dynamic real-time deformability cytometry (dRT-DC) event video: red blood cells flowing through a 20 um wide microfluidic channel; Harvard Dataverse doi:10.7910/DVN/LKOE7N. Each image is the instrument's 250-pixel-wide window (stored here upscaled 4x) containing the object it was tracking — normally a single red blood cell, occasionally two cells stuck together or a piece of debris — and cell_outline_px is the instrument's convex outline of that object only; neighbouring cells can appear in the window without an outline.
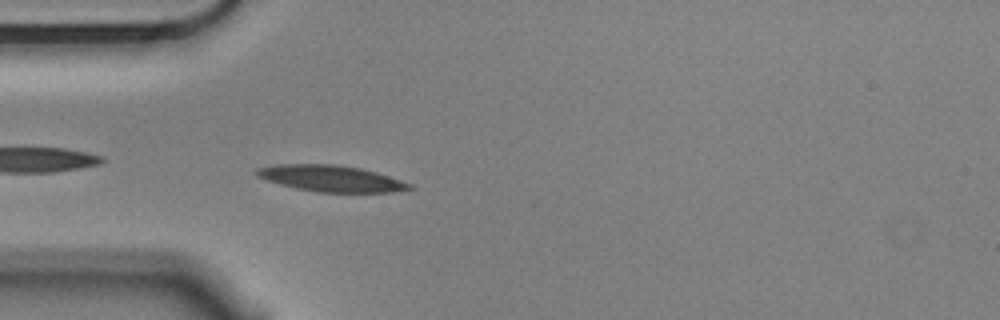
{"species": "Egyptian fruit bat (a non-hibernating species)", "species_latin": "Rousettus aegyptiacus", "temperature_condition": "cold", "stored_images_in_passage": 42, "camera_frame_rate_fps": 3000, "um_per_image_px": 0.085, "animal": {"sex": "male"}, "frame": {"image": 1, "passage_image": 2, "time_ms": 0.333, "image_size_px": [1000, 320], "cell_outline_px": [[412, 188], [392, 192], [316, 192], [296, 188], [280, 184], [256, 176], [256, 168], [276, 164], [332, 164], [360, 168], [376, 172], [412, 184]], "centroid_in_image_um": [28.11, 15.16], "position_along_channel_um": 56.9, "area_um2": 23.18}}
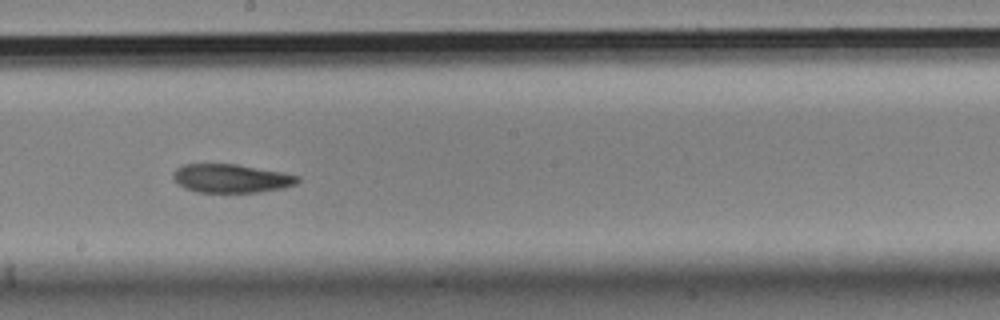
{"frame": {"image": 2, "passage_image": 17, "time_ms": 5.333, "image_size_px": [1000, 320], "cell_outline_px": [[300, 180], [296, 184], [284, 188], [260, 192], [196, 192], [184, 188], [176, 184], [172, 176], [172, 172], [176, 168], [184, 164], [236, 164], [284, 172], [300, 176]], "centroid_in_image_um": [19.64, 15.16], "position_along_channel_um": 228.6, "area_um2": 21.04}}
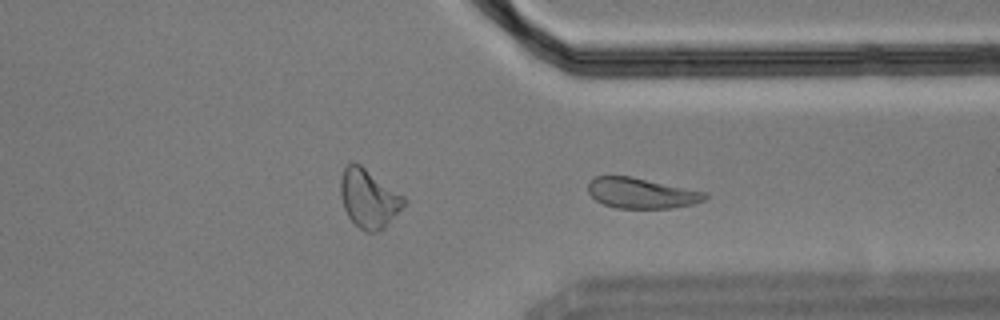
{"frame": {"image": 3, "passage_image": 28, "time_ms": 9.0, "image_size_px": [1000, 320], "cell_outline_px": [[708, 196], [704, 200], [692, 204], [668, 208], [616, 208], [604, 204], [596, 200], [588, 192], [588, 180], [596, 176], [632, 176], [708, 192]], "centroid_in_image_um": [54.52, 16.4], "position_along_channel_um": 356.9, "area_um2": 20.87}, "authors_computed_cell_mechanics": {"area_um2": 22.1952, "velocity_mm_per_s": 3.4981, "shape_relaxation_time_tau1_ms": 3.4648, "shape_relaxation_time_tau2_ms": 3.9682, "deformation_change_tau1": 0.1349, "deformation_change_tau2": 0.1001}}